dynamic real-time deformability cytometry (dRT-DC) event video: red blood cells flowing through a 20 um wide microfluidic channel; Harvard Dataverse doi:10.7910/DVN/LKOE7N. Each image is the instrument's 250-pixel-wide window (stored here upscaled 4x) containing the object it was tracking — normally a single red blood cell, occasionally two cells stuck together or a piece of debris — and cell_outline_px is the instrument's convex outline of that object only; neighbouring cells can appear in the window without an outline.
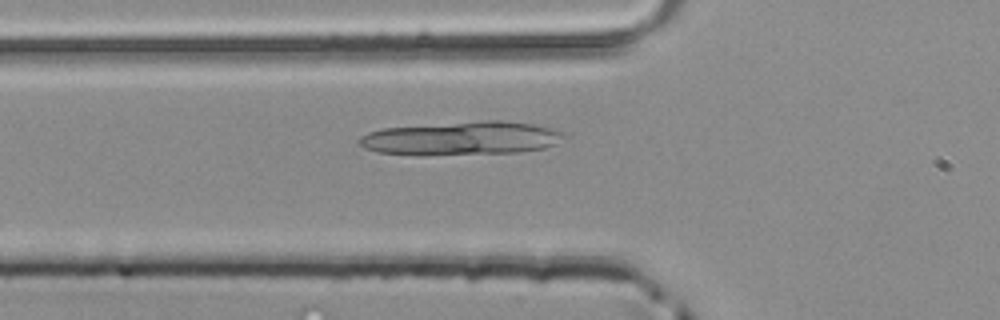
{"species": "common noctule bat (a hibernating species)", "species_latin": "Nyctalus noctula", "temperature_condition": "room temperature", "stored_images_in_passage": 36, "camera_frame_rate_fps": 3000, "um_per_image_px": 0.085, "animal": {"sex": "male", "body_mass_g": 20.4}, "frame": {"image": 1, "passage_image": 4, "time_ms": 1.0, "image_size_px": [1000, 320], "cell_outline_px": [[564, 136], [556, 144], [544, 148], [516, 152], [424, 156], [420, 156], [376, 152], [364, 148], [356, 140], [360, 136], [368, 132], [384, 128], [480, 120], [508, 120], [532, 124], [548, 128], [560, 132]], "centroid_in_image_um": [39.14, 11.76], "position_along_channel_um": 86.7, "area_um2": 40.34}}
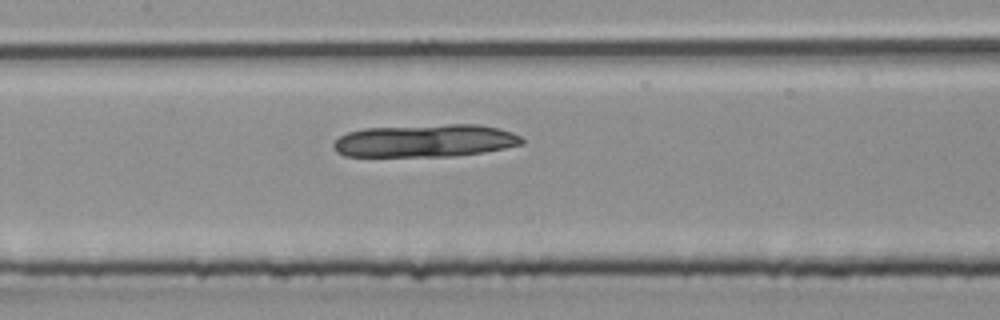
{"frame": {"image": 2, "passage_image": 10, "time_ms": 3.0, "image_size_px": [1000, 320], "cell_outline_px": [[524, 144], [484, 152], [452, 156], [344, 156], [336, 152], [332, 148], [332, 144], [340, 136], [348, 132], [364, 128], [448, 124], [480, 124], [500, 128], [512, 132], [520, 136], [524, 140]], "centroid_in_image_um": [36.15, 11.96], "position_along_channel_um": 171.3, "area_um2": 36.13}}
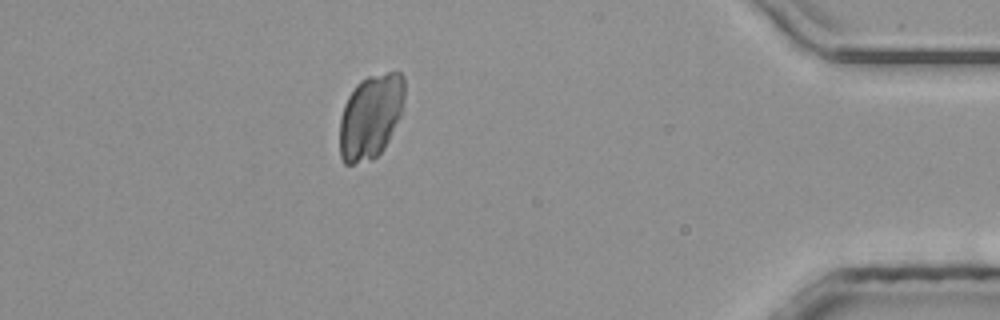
{"frame": {"image": 3, "passage_image": 30, "time_ms": 9.667, "image_size_px": [1000, 320], "cell_outline_px": [[404, 100], [400, 116], [384, 148], [372, 160], [352, 164], [344, 164], [340, 156], [340, 116], [344, 104], [348, 96], [356, 84], [360, 80], [368, 76], [388, 72], [400, 72], [404, 76]], "centroid_in_image_um": [31.49, 9.89], "position_along_channel_um": 403.7, "area_um2": 32.02}}